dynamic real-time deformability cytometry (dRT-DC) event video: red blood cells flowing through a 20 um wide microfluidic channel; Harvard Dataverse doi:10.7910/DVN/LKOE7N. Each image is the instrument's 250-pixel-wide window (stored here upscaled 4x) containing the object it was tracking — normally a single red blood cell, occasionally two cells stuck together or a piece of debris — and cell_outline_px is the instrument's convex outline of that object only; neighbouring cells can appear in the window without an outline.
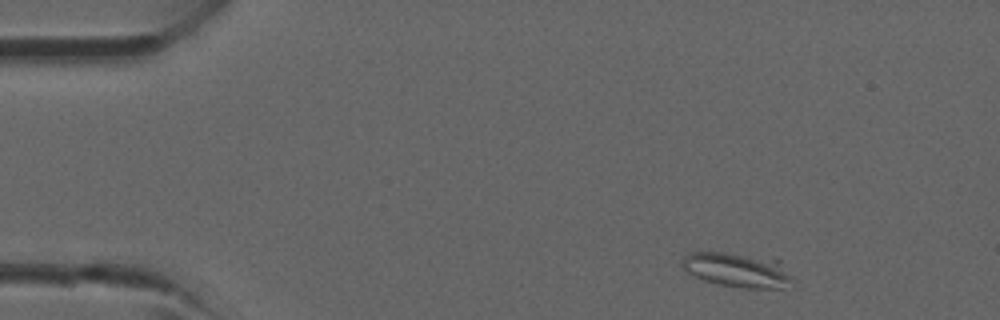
{"species": "common noctule bat (a hibernating species)", "species_latin": "Nyctalus noctula", "temperature_condition": "room temperature", "stored_images_in_passage": 3, "camera_frame_rate_fps": 3000, "um_per_image_px": 0.085, "animal": {"sex": "male", "forearm_length_mm": 52.5}, "frame": {"image": 1, "passage_image": 1, "time_ms": 0.0, "image_size_px": [1000, 320], "cell_outline_px": [[796, 284], [780, 288], [744, 288], [720, 284], [704, 280], [680, 268], [680, 264], [684, 256], [692, 252], [724, 252], [780, 260]], "centroid_in_image_um": [62.68, 22.95], "position_along_channel_um": 22.3, "area_um2": 22.2}}
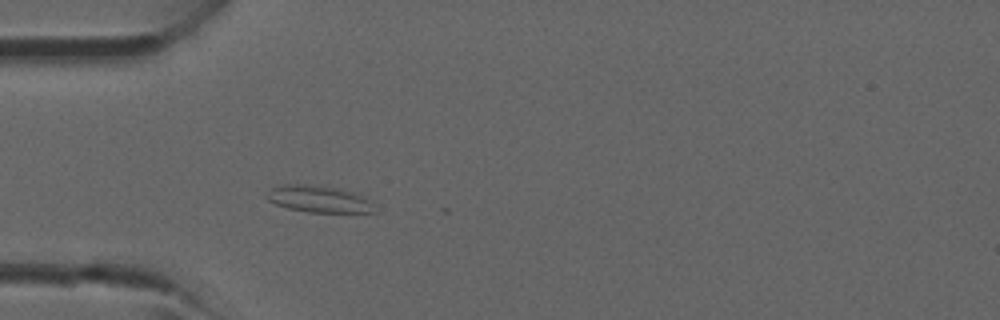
{"frame": {"image": 2, "passage_image": 3, "time_ms": 2.333, "image_size_px": [1000, 320], "cell_outline_px": [[376, 212], [308, 212], [288, 208], [276, 204], [268, 200], [264, 196], [272, 188], [280, 184], [308, 184], [340, 188], [356, 192], [368, 200]], "centroid_in_image_um": [27.06, 16.9], "position_along_channel_um": 57.9, "area_um2": 16.82}}